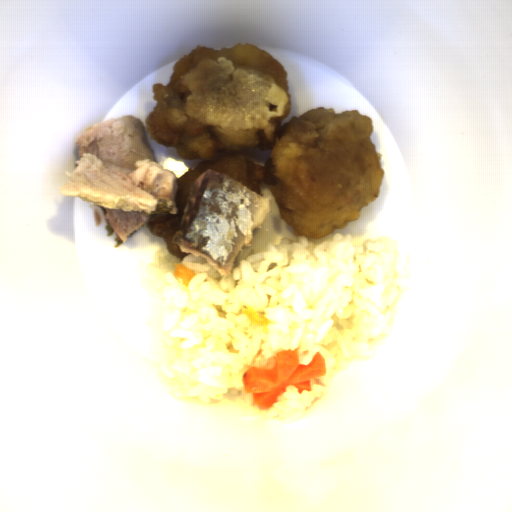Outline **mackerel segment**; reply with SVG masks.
Wrapping results in <instances>:
<instances>
[{
  "mask_svg": "<svg viewBox=\"0 0 512 512\" xmlns=\"http://www.w3.org/2000/svg\"><path fill=\"white\" fill-rule=\"evenodd\" d=\"M79 160L60 195L105 210L124 243L153 216L179 215L178 177L157 163L146 127L132 114L94 123L76 139Z\"/></svg>",
  "mask_w": 512,
  "mask_h": 512,
  "instance_id": "mackerel-segment-1",
  "label": "mackerel segment"
},
{
  "mask_svg": "<svg viewBox=\"0 0 512 512\" xmlns=\"http://www.w3.org/2000/svg\"><path fill=\"white\" fill-rule=\"evenodd\" d=\"M271 210L270 198L209 167L189 186L180 229L171 243L183 253L203 256L227 277L243 245L252 247L253 231Z\"/></svg>",
  "mask_w": 512,
  "mask_h": 512,
  "instance_id": "mackerel-segment-2",
  "label": "mackerel segment"
}]
</instances>
